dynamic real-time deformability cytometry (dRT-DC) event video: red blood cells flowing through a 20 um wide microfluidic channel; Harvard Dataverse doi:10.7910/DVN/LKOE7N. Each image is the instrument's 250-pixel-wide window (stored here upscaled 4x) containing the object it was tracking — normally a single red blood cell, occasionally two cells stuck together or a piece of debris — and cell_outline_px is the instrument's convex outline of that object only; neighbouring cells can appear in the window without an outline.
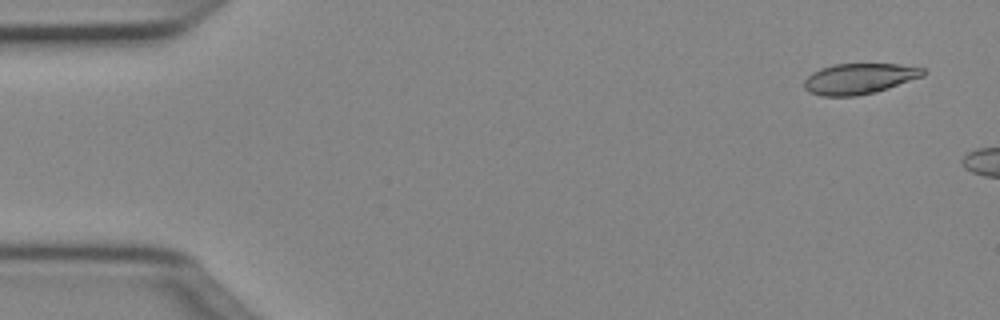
{"species": "Egyptian fruit bat (a non-hibernating species)", "species_latin": "Rousettus aegyptiacus", "temperature_condition": "cold", "stored_images_in_passage": 8, "camera_frame_rate_fps": 3000, "um_per_image_px": 0.085, "animal": {"sex": "female"}, "frame": {"image": 1, "passage_image": 3, "time_ms": 0.667, "image_size_px": [1000, 320], "cell_outline_px": [[928, 72], [924, 76], [876, 92], [856, 96], [820, 96], [808, 92], [804, 88], [804, 80], [812, 72], [820, 68], [832, 64], [900, 64], [924, 68]], "centroid_in_image_um": [73.03, 6.69], "position_along_channel_um": 12.0, "area_um2": 21.5}}